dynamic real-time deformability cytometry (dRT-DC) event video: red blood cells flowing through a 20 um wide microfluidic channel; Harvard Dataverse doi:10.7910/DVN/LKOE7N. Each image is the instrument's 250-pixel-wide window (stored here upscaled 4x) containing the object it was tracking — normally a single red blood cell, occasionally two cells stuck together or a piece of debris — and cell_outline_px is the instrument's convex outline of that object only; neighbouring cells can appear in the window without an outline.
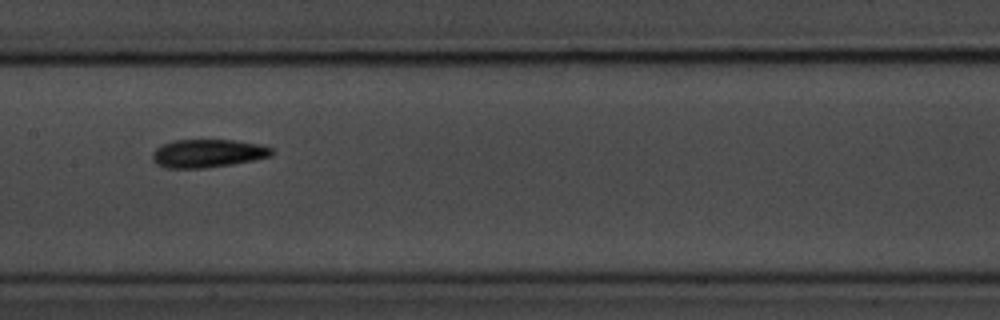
{"species": "common noctule bat (a hibernating species)", "species_latin": "Nyctalus noctula", "temperature_condition": "room temperature", "stored_images_in_passage": 10, "camera_frame_rate_fps": 3000, "um_per_image_px": 0.085, "animal": {"sex": "male", "body_mass_g": 20.1, "forearm_length_mm": 53.5}, "frame": {"image": 1, "passage_image": 4, "time_ms": 3.333, "image_size_px": [1000, 320], "cell_outline_px": [[272, 156], [232, 164], [204, 168], [164, 168], [156, 164], [152, 160], [152, 152], [156, 148], [172, 140], [236, 140], [260, 144], [272, 148]], "centroid_in_image_um": [17.63, 13.03], "position_along_channel_um": 189.8, "area_um2": 19.65}}
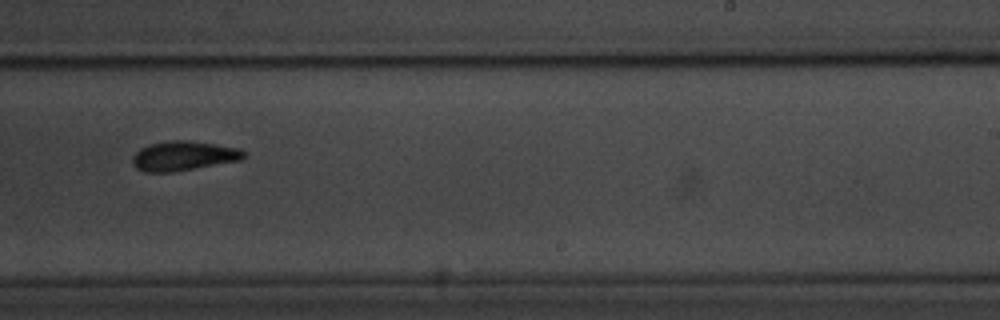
{"frame": {"image": 2, "passage_image": 6, "time_ms": 5.667, "image_size_px": [1000, 320], "cell_outline_px": [[248, 156], [240, 160], [196, 168], [172, 172], [144, 172], [136, 168], [132, 164], [132, 156], [140, 148], [148, 144], [168, 140], [188, 140], [216, 144], [240, 148]], "centroid_in_image_um": [15.58, 13.24], "position_along_channel_um": 273.4, "area_um2": 19.36}}